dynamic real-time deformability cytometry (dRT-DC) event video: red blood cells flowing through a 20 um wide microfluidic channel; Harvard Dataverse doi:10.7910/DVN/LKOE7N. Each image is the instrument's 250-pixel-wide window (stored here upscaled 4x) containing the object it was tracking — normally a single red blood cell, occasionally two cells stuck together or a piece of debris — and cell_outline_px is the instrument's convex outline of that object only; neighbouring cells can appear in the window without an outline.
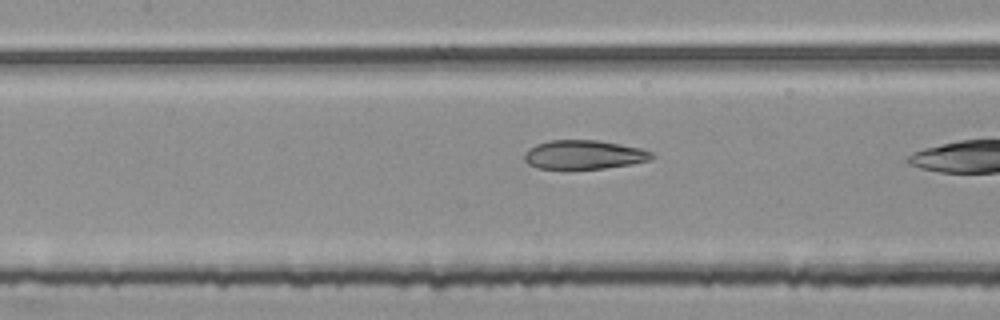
{"species": "common noctule bat (a hibernating species)", "species_latin": "Nyctalus noctula", "temperature_condition": "room temperature", "stored_images_in_passage": 7, "camera_frame_rate_fps": 3000, "um_per_image_px": 0.085, "animal": {"sex": "female", "body_mass_g": 25.1}, "frame": {"image": 1, "passage_image": 6, "time_ms": 1.667, "image_size_px": [1000, 320], "cell_outline_px": [[652, 156], [648, 160], [632, 164], [604, 168], [572, 172], [564, 172], [536, 168], [528, 164], [524, 160], [524, 152], [528, 148], [536, 144], [548, 140], [596, 140], [620, 144], [640, 148], [652, 152]], "centroid_in_image_um": [49.52, 13.2], "position_along_channel_um": 157.9, "area_um2": 22.43}}